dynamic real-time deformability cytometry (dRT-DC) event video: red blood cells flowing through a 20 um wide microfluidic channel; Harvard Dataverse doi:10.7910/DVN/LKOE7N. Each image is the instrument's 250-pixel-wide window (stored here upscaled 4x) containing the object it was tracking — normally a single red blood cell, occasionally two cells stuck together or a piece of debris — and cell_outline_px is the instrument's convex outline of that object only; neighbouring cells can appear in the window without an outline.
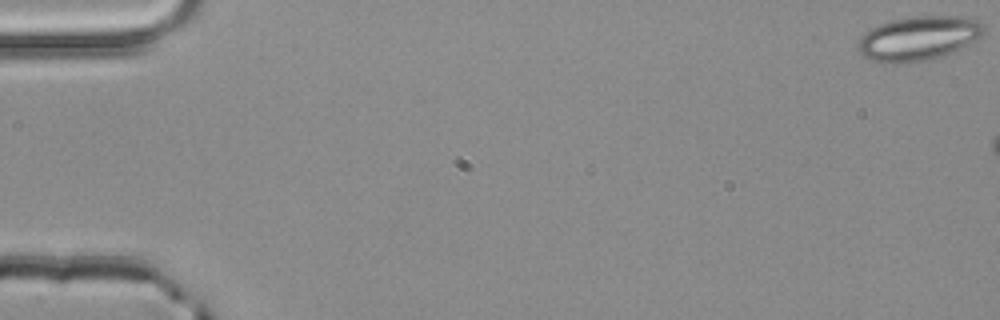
{"species": "common noctule bat (a hibernating species)", "species_latin": "Nyctalus noctula", "temperature_condition": "room temperature", "stored_images_in_passage": 12, "camera_frame_rate_fps": 3000, "um_per_image_px": 0.085, "animal": {"sex": "male", "body_mass_g": 20.4}, "frame": {"image": 1, "passage_image": 1, "time_ms": 0.0, "image_size_px": [1000, 320], "cell_outline_px": [[984, 32], [980, 36], [960, 48], [944, 56], [928, 60], [908, 64], [884, 64], [872, 60], [864, 56], [860, 52], [860, 40], [876, 24], [892, 20], [912, 16], [972, 16], [980, 20], [984, 24]], "centroid_in_image_um": [78.12, 3.26], "position_along_channel_um": 6.9, "area_um2": 32.66}}